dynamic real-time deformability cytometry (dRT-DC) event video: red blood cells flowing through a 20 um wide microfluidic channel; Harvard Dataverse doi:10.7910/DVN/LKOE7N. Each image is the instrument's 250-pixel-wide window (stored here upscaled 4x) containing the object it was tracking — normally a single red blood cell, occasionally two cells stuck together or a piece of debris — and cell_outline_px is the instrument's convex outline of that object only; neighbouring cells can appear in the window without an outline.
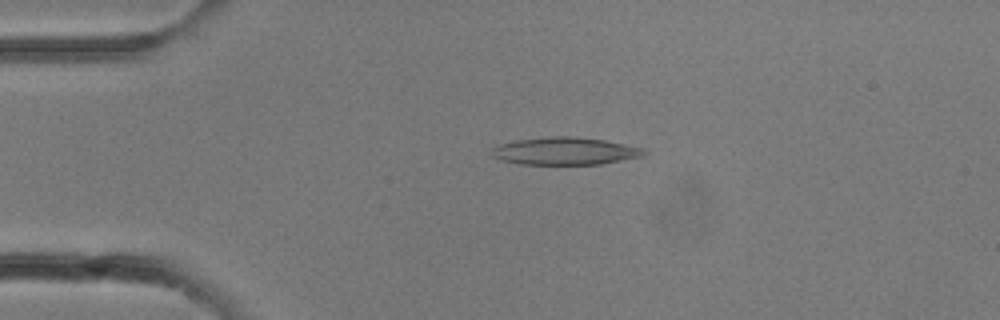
{"species": "common noctule bat (a hibernating species)", "species_latin": "Nyctalus noctula", "temperature_condition": "room temperature", "stored_images_in_passage": 6, "camera_frame_rate_fps": 3000, "um_per_image_px": 0.085, "animal": {"sex": "female"}, "frame": {"image": 1, "passage_image": 2, "time_ms": 0.333, "image_size_px": [1000, 320], "cell_outline_px": [[648, 152], [644, 156], [600, 164], [520, 164], [500, 160], [492, 156], [492, 148], [500, 144], [516, 140], [552, 136], [568, 136], [604, 140], [644, 148]], "centroid_in_image_um": [48.03, 12.84], "position_along_channel_um": 37.0, "area_um2": 24.33}}
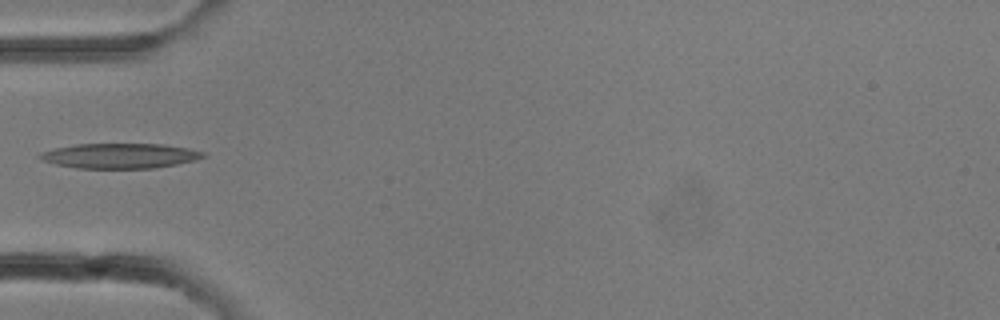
{"frame": {"image": 2, "passage_image": 5, "time_ms": 1.333, "image_size_px": [1000, 320], "cell_outline_px": [[208, 156], [196, 160], [156, 168], [76, 168], [56, 164], [44, 160], [36, 156], [40, 152], [56, 148], [76, 144], [164, 144], [188, 148], [204, 152]], "centroid_in_image_um": [10.23, 13.24], "position_along_channel_um": 74.8, "area_um2": 23.81}}